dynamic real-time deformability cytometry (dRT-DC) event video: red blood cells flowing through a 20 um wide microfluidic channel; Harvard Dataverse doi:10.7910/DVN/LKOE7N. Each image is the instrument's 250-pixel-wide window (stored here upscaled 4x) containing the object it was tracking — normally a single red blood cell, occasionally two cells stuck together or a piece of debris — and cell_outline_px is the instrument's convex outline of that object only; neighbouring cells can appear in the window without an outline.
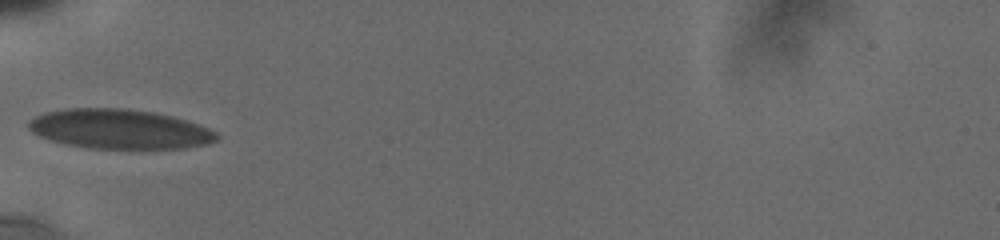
{"species": "human", "species_latin": "Homo sapiens", "temperature_condition": "cold", "stored_images_in_passage": 4, "camera_frame_rate_fps": 3000, "um_per_image_px": 0.085, "donor": {"sex": "male"}, "frame": {"image": 1, "passage_image": 1, "time_ms": 0.0, "image_size_px": [1000, 240], "cell_outline_px": [[220, 136], [216, 140], [208, 144], [184, 148], [88, 148], [64, 144], [40, 136], [32, 132], [28, 128], [28, 120], [44, 112], [64, 108], [128, 108], [152, 112], [172, 116], [188, 120], [200, 124], [216, 132]], "centroid_in_image_um": [10.16, 10.96], "position_along_channel_um": 74.8, "area_um2": 43.58}}
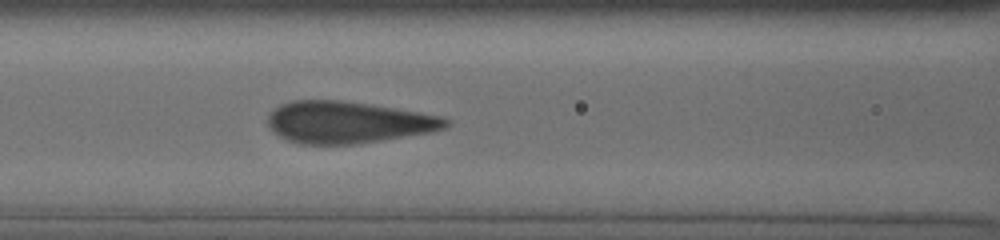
{"frame": {"image": 2, "passage_image": 4, "time_ms": 1.667, "image_size_px": [1000, 240], "cell_outline_px": [[452, 120], [448, 128], [432, 132], [356, 144], [300, 144], [288, 140], [280, 136], [268, 124], [268, 116], [280, 104], [292, 100], [340, 100], [396, 108], [440, 116]], "centroid_in_image_um": [29.62, 10.39], "position_along_channel_um": 137.0, "area_um2": 43.23}}